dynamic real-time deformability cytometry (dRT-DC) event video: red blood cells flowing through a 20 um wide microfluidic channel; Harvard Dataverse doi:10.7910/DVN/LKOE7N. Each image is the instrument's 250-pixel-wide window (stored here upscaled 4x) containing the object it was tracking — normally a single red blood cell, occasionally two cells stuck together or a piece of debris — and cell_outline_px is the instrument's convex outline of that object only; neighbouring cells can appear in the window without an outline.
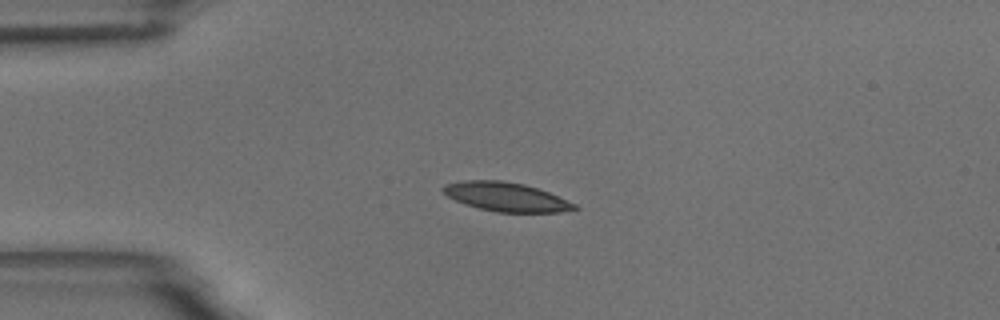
{"species": "common noctule bat (a hibernating species)", "species_latin": "Nyctalus noctula", "temperature_condition": "room temperature", "stored_images_in_passage": 43, "camera_frame_rate_fps": 3000, "um_per_image_px": 0.085, "animal": {"sex": "male", "body_mass_g": 18.8}, "frame": {"image": 1, "passage_image": 1, "time_ms": 0.0, "image_size_px": [1000, 320], "cell_outline_px": [[580, 208], [560, 212], [496, 212], [464, 204], [448, 196], [440, 188], [444, 184], [464, 180], [500, 180], [524, 184], [548, 192], [576, 204]], "centroid_in_image_um": [43.0, 16.73], "position_along_channel_um": 42.0, "area_um2": 22.02}}
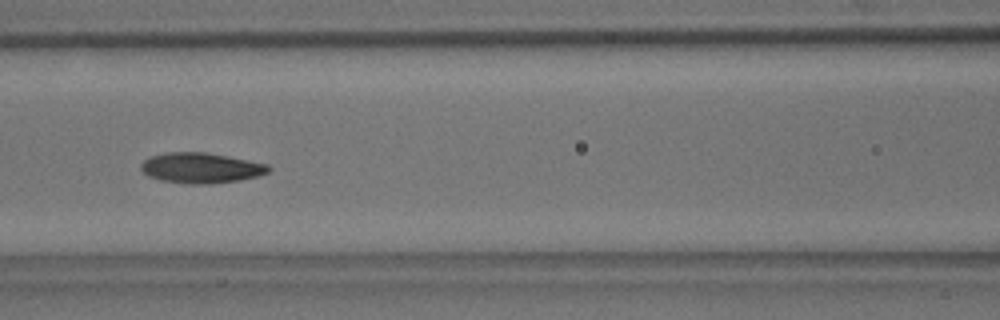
{"frame": {"image": 2, "passage_image": 12, "time_ms": 3.667, "image_size_px": [1000, 320], "cell_outline_px": [[272, 168], [268, 172], [260, 176], [240, 180], [212, 184], [184, 184], [160, 180], [148, 176], [140, 168], [140, 164], [144, 160], [152, 156], [168, 152], [204, 152], [228, 156], [268, 164]], "centroid_in_image_um": [17.1, 14.28], "position_along_channel_um": 149.5, "area_um2": 22.77}}
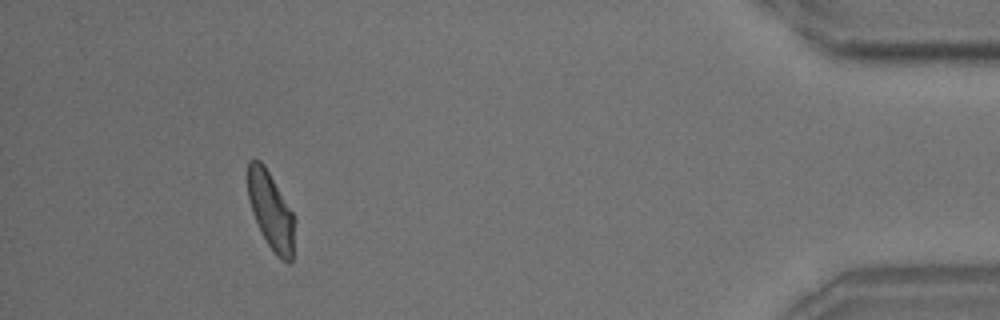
{"frame": {"image": 3, "passage_image": 39, "time_ms": 12.667, "image_size_px": [1000, 320], "cell_outline_px": [[296, 220], [292, 264], [288, 264], [276, 256], [268, 244], [252, 212], [248, 196], [248, 160], [260, 160], [264, 164], [292, 212]], "centroid_in_image_um": [23.06, 17.96], "position_along_channel_um": 412.1, "area_um2": 21.04}, "authors_computed_cell_mechanics": {"area_um2": 22.1952, "velocity_mm_per_s": 3.5924, "shape_relaxation_time_tau1_ms": 4.6873, "shape_relaxation_time_tau2_ms": 2.8939, "deformation_change_tau1": 0.1345, "deformation_change_tau2": 0.0897}}